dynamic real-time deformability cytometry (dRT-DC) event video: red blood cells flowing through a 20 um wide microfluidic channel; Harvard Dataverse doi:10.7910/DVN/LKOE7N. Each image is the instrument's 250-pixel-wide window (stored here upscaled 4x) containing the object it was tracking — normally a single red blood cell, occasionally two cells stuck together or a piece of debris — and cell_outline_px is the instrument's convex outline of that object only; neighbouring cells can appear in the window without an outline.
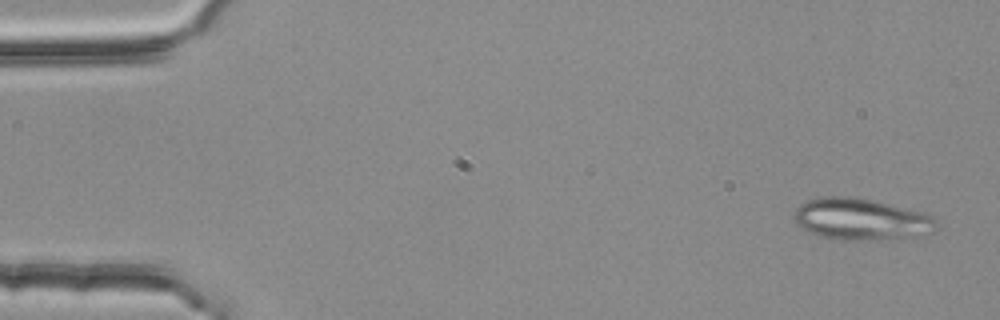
{"species": "common noctule bat (a hibernating species)", "species_latin": "Nyctalus noctula", "temperature_condition": "room temperature", "stored_images_in_passage": 3, "camera_frame_rate_fps": 3000, "um_per_image_px": 0.085, "animal": {"sex": "female", "body_mass_g": 25.1}, "frame": {"image": 1, "passage_image": 1, "time_ms": 0.0, "image_size_px": [1000, 320], "cell_outline_px": [[936, 232], [904, 240], [840, 240], [820, 236], [808, 232], [796, 224], [792, 216], [796, 208], [800, 204], [808, 200], [824, 196], [852, 196], [872, 200], [924, 212], [936, 216]], "centroid_in_image_um": [73.25, 18.66], "position_along_channel_um": 11.8, "area_um2": 35.49}}